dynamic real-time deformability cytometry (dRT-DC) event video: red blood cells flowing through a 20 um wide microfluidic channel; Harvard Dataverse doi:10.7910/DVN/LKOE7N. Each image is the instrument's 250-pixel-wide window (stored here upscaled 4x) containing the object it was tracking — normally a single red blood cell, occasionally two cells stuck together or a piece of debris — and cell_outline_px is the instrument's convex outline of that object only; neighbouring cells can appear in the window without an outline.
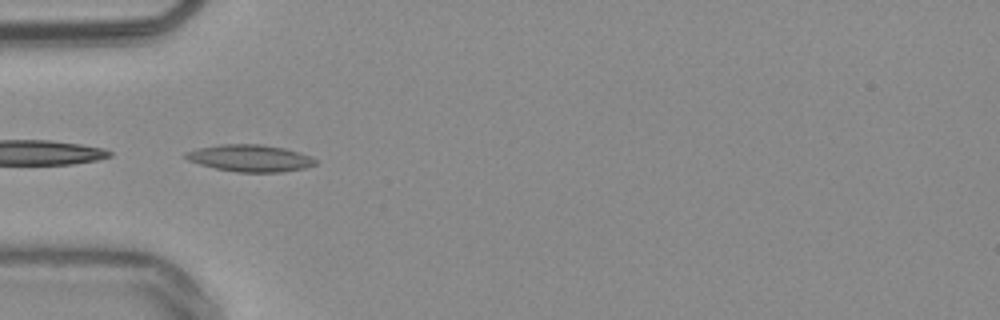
{"species": "common noctule bat (a hibernating species)", "species_latin": "Nyctalus noctula", "temperature_condition": "warm", "stored_images_in_passage": 13, "camera_frame_rate_fps": 3000, "um_per_image_px": 0.085, "animal": {"sex": "male", "body_mass_g": 20.4}, "frame": {"image": 1, "passage_image": 8, "time_ms": 2.333, "image_size_px": [1000, 320], "cell_outline_px": [[316, 164], [304, 168], [280, 172], [236, 172], [216, 168], [200, 164], [188, 160], [184, 156], [184, 152], [196, 148], [220, 144], [260, 144], [284, 148], [300, 152], [312, 156], [316, 160]], "centroid_in_image_um": [21.25, 13.43], "position_along_channel_um": 63.8, "area_um2": 20.4}}